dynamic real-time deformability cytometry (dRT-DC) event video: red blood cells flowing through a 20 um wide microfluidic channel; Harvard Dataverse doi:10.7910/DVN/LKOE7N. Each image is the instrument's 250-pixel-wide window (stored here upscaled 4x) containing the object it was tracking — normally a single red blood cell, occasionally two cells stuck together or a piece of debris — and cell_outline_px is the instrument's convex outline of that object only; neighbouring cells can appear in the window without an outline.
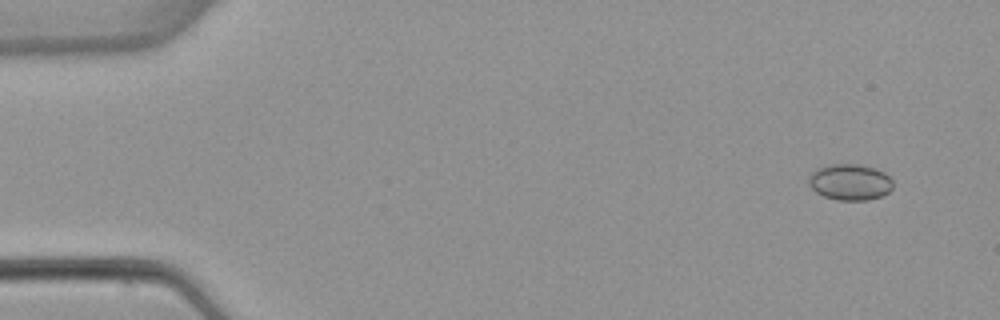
{"species": "common noctule bat (a hibernating species)", "species_latin": "Nyctalus noctula", "temperature_condition": "warm", "stored_images_in_passage": 5, "camera_frame_rate_fps": 3000, "um_per_image_px": 0.085, "animal": {"sex": "female", "body_mass_g": 22.7, "forearm_length_mm": 54.2}, "frame": {"image": 1, "passage_image": 1, "time_ms": 0.0, "image_size_px": [1000, 320], "cell_outline_px": [[892, 188], [888, 192], [880, 196], [868, 200], [836, 200], [824, 196], [816, 192], [808, 184], [808, 176], [816, 168], [832, 164], [856, 164], [872, 168], [884, 172], [892, 180]], "centroid_in_image_um": [72.21, 15.48], "position_along_channel_um": 12.8, "area_um2": 17.69}}
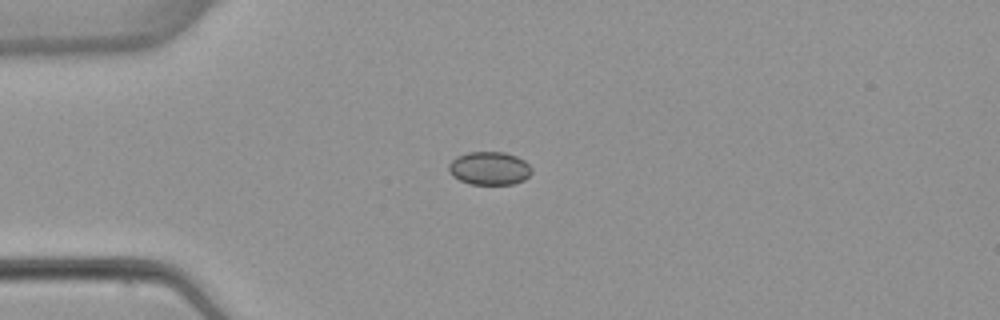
{"frame": {"image": 2, "passage_image": 3, "time_ms": 3.333, "image_size_px": [1000, 320], "cell_outline_px": [[532, 172], [524, 180], [512, 184], [472, 184], [460, 180], [452, 176], [448, 168], [448, 164], [456, 156], [468, 152], [504, 152], [516, 156], [524, 160], [532, 168]], "centroid_in_image_um": [41.59, 14.3], "position_along_channel_um": 43.4, "area_um2": 16.07}}
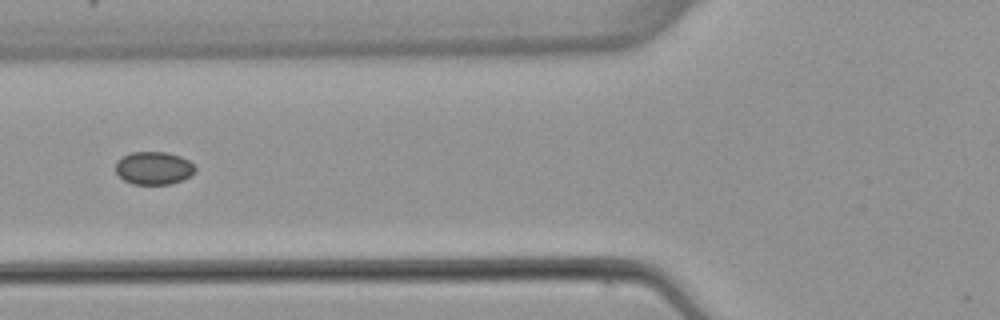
{"frame": {"image": 3, "passage_image": 5, "time_ms": 5.667, "image_size_px": [1000, 320], "cell_outline_px": [[196, 172], [172, 184], [132, 184], [124, 180], [116, 172], [116, 160], [132, 152], [168, 152], [180, 156], [188, 160], [196, 168]], "centroid_in_image_um": [13.06, 14.28], "position_along_channel_um": 112.7, "area_um2": 15.2}}